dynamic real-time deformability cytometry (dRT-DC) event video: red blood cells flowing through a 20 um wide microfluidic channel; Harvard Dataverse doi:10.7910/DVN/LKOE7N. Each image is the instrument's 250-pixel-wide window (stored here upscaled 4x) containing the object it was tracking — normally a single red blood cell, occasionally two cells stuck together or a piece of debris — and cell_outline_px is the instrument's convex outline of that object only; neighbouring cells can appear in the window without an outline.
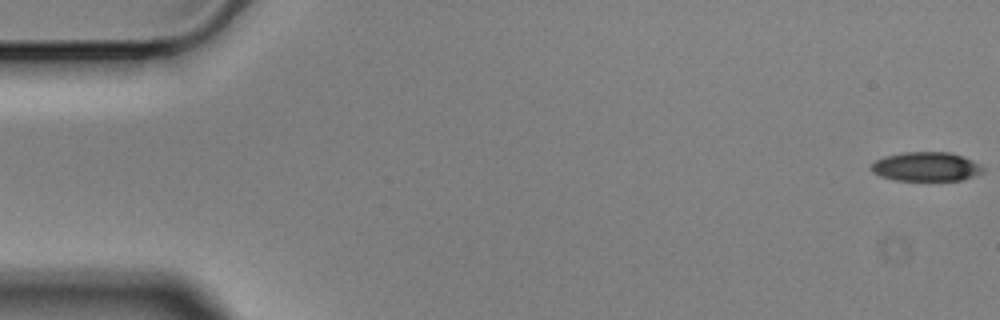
{"species": "Egyptian fruit bat (a non-hibernating species)", "species_latin": "Rousettus aegyptiacus", "temperature_condition": "cold", "stored_images_in_passage": 57, "camera_frame_rate_fps": 3000, "um_per_image_px": 0.085, "animal": {"sex": "male"}, "frame": {"image": 1, "passage_image": 1, "time_ms": 0.0, "image_size_px": [1000, 320], "cell_outline_px": [[984, 172], [964, 180], [892, 180], [880, 176], [872, 172], [868, 168], [876, 160], [884, 156], [904, 152], [948, 152], [972, 160], [980, 164], [984, 168]], "centroid_in_image_um": [78.7, 14.17], "position_along_channel_um": 6.3, "area_um2": 19.07}}
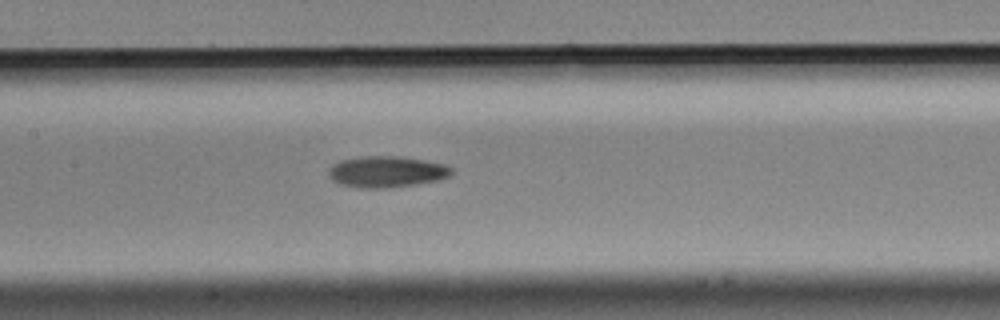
{"frame": {"image": 2, "passage_image": 27, "time_ms": 8.667, "image_size_px": [1000, 320], "cell_outline_px": [[452, 176], [440, 180], [416, 184], [384, 188], [360, 188], [340, 184], [332, 180], [328, 176], [328, 168], [332, 164], [340, 160], [360, 156], [396, 156], [424, 160], [444, 164], [452, 168]], "centroid_in_image_um": [32.84, 14.6], "position_along_channel_um": 174.6, "area_um2": 22.6}}
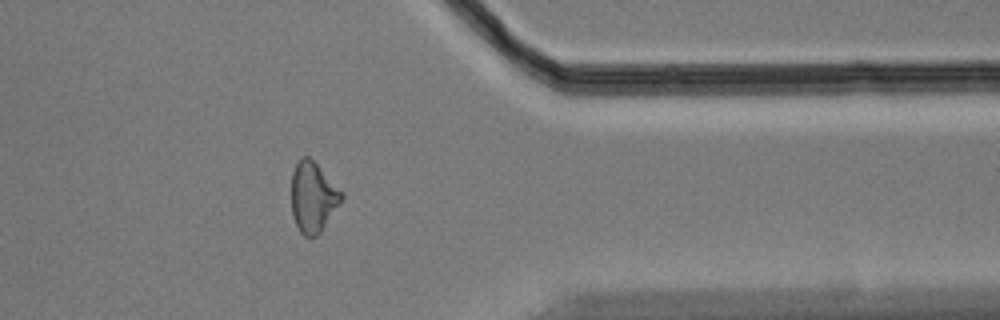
{"frame": {"image": 3, "passage_image": 46, "time_ms": 15.0, "image_size_px": [1000, 320], "cell_outline_px": [[344, 196], [320, 232], [316, 236], [304, 236], [300, 232], [292, 216], [292, 172], [300, 156], [308, 156], [316, 164]], "centroid_in_image_um": [26.56, 16.76], "position_along_channel_um": 384.8, "area_um2": 19.88}, "authors_computed_cell_mechanics": {"area_um2": 20.8658, "velocity_mm_per_s": 3.5464, "shape_relaxation_time_tau1_ms": null, "shape_relaxation_time_tau2_ms": 10.4176, "deformation_change_tau1": null, "deformation_change_tau2": 0.2179}}